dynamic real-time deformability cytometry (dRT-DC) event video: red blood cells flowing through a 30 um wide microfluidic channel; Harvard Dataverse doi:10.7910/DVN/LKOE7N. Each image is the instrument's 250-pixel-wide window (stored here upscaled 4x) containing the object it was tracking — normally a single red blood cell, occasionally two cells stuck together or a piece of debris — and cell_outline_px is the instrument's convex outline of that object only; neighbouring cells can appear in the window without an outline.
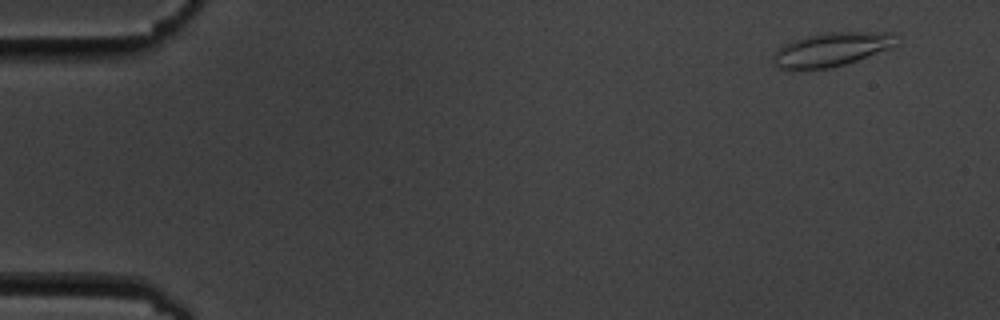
{"species": "common noctule bat (a hibernating species)", "species_latin": "Nyctalus noctula", "temperature_condition": "cold", "stored_images_in_passage": 4, "camera_frame_rate_fps": 3000, "um_per_image_px": 0.085, "animal": {"sex": "male", "body_mass_g": 19.5, "forearm_length_mm": 54.6}, "frame": {"image": 1, "passage_image": 1, "time_ms": 0.0, "image_size_px": [1000, 320], "cell_outline_px": [[896, 44], [888, 48], [856, 60], [832, 68], [780, 68], [772, 64], [772, 60], [776, 48], [792, 40], [804, 36], [824, 32], [892, 32]], "centroid_in_image_um": [70.6, 4.18], "position_along_channel_um": 14.4, "area_um2": 23.93}}
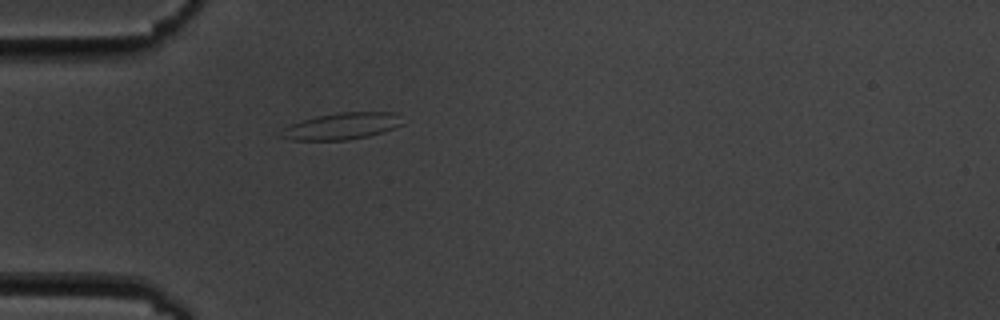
{"frame": {"image": 2, "passage_image": 4, "time_ms": 4.333, "image_size_px": [1000, 320], "cell_outline_px": [[404, 124], [384, 132], [368, 136], [348, 140], [292, 140], [276, 136], [280, 128], [316, 116], [340, 112], [396, 112]], "centroid_in_image_um": [29.01, 10.73], "position_along_channel_um": 56.0, "area_um2": 19.07}}